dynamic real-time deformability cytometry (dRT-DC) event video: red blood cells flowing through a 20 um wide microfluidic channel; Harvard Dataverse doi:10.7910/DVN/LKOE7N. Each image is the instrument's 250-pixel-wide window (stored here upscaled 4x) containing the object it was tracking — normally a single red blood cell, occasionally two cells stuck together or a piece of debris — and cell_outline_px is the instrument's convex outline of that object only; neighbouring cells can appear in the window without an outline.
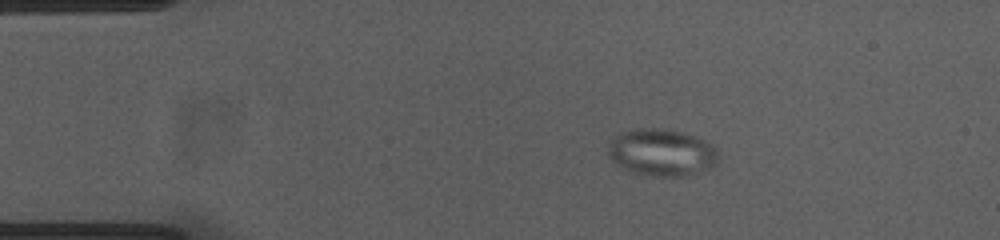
{"species": "common noctule bat (a hibernating species)", "species_latin": "Nyctalus noctula", "temperature_condition": "cold", "stored_images_in_passage": 46, "camera_frame_rate_fps": 3000, "um_per_image_px": 0.085, "animal": {"sex": "female", "body_mass_g": 23.0, "forearm_length_mm": 53.4}, "frame": {"image": 1, "passage_image": 1, "time_ms": 0.0, "image_size_px": [1000, 240], "cell_outline_px": [[716, 164], [708, 168], [684, 176], [652, 176], [632, 172], [620, 168], [612, 160], [608, 152], [608, 148], [612, 140], [620, 132], [636, 128], [656, 128], [680, 132], [704, 140], [712, 144], [716, 148]], "centroid_in_image_um": [56.2, 12.96], "position_along_channel_um": 28.8, "area_um2": 29.88}}
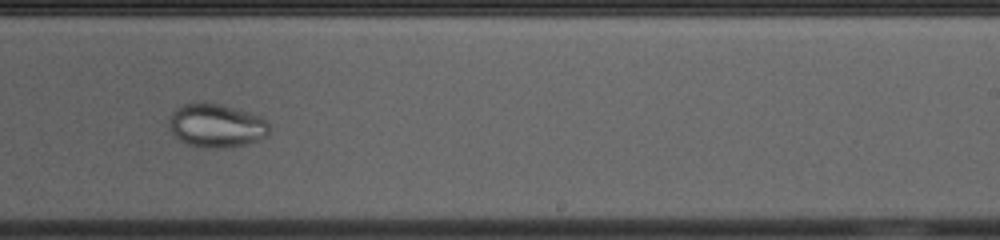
{"frame": {"image": 2, "passage_image": 25, "time_ms": 8.0, "image_size_px": [1000, 240], "cell_outline_px": [[268, 136], [260, 140], [248, 144], [224, 148], [200, 148], [188, 144], [172, 136], [168, 124], [172, 112], [176, 108], [184, 104], [220, 104], [260, 116], [268, 124]], "centroid_in_image_um": [18.37, 10.72], "position_along_channel_um": 270.6, "area_um2": 25.37}}
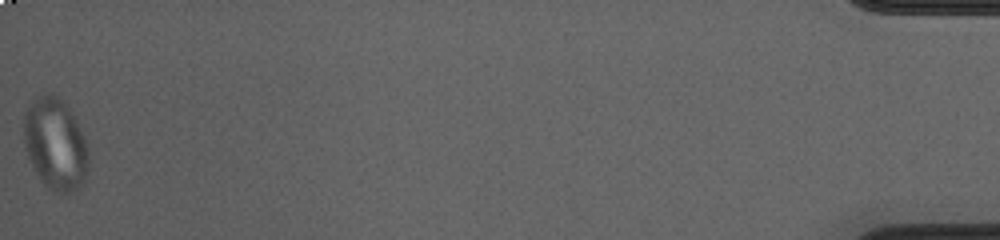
{"frame": {"image": 3, "passage_image": 46, "time_ms": 15.0, "image_size_px": [1000, 240], "cell_outline_px": [[88, 168], [84, 184], [68, 192], [56, 192], [48, 188], [40, 180], [28, 156], [24, 144], [24, 112], [28, 100], [44, 92], [48, 92], [64, 100], [76, 120], [88, 144]], "centroid_in_image_um": [4.69, 12.18], "position_along_channel_um": 430.5, "area_um2": 35.08}, "authors_computed_cell_mechanics": {"area_um2": 29.189, "velocity_mm_per_s": 3.7173, "shape_relaxation_time_tau1_ms": null, "shape_relaxation_time_tau2_ms": 1.717, "deformation_change_tau1": null, "deformation_change_tau2": 0.0179}}